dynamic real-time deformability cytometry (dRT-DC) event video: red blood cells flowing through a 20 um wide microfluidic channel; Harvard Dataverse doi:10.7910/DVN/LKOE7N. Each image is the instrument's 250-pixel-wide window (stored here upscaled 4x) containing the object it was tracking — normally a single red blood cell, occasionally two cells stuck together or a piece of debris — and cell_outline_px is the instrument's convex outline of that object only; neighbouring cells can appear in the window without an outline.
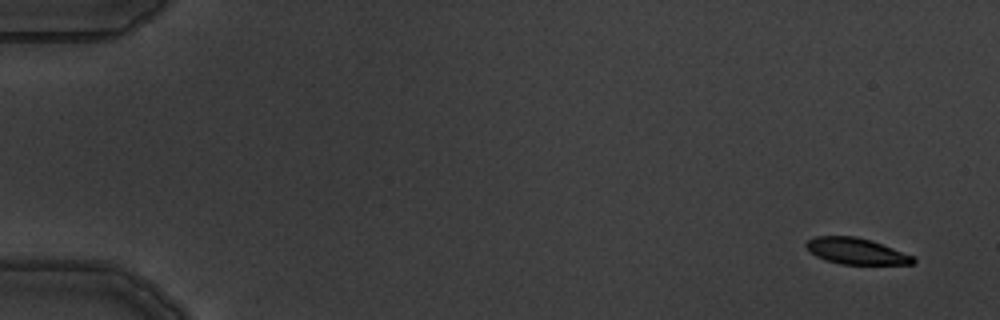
{"species": "common noctule bat (a hibernating species)", "species_latin": "Nyctalus noctula", "temperature_condition": "warm", "stored_images_in_passage": 6, "segment_of_instrument_passage": [1, 2], "camera_frame_rate_fps": 3000, "um_per_image_px": 0.085, "animal": {"sex": "male", "body_mass_g": 19.5, "forearm_length_mm": 54.6}, "frame": {"image": 1, "passage_image": 1, "time_ms": 0.0, "image_size_px": [1000, 320], "cell_outline_px": [[916, 264], [840, 264], [824, 260], [816, 256], [804, 244], [808, 240], [816, 236], [856, 236], [872, 240], [912, 256], [916, 260]], "centroid_in_image_um": [72.76, 21.34], "position_along_channel_um": 12.2, "area_um2": 16.24}}